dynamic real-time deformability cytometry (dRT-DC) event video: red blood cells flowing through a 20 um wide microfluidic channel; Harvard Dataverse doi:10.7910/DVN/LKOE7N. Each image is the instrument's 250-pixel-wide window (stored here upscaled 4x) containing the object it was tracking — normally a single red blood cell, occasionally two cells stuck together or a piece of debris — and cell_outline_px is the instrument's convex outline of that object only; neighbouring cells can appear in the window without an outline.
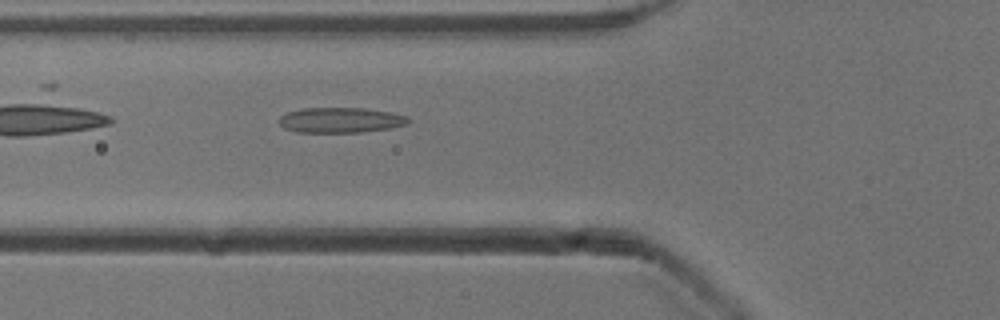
{"species": "common noctule bat (a hibernating species)", "species_latin": "Nyctalus noctula", "temperature_condition": "cold", "stored_images_in_passage": 36, "camera_frame_rate_fps": 3000, "um_per_image_px": 0.085, "animal": {"sex": "male", "body_mass_g": 13.3}, "frame": {"image": 1, "passage_image": 3, "time_ms": 0.667, "image_size_px": [1000, 320], "cell_outline_px": [[408, 124], [392, 128], [364, 132], [296, 132], [284, 128], [280, 124], [280, 116], [288, 112], [300, 108], [364, 108], [392, 112], [408, 116]], "centroid_in_image_um": [28.97, 10.21], "position_along_channel_um": 96.8, "area_um2": 19.13}}
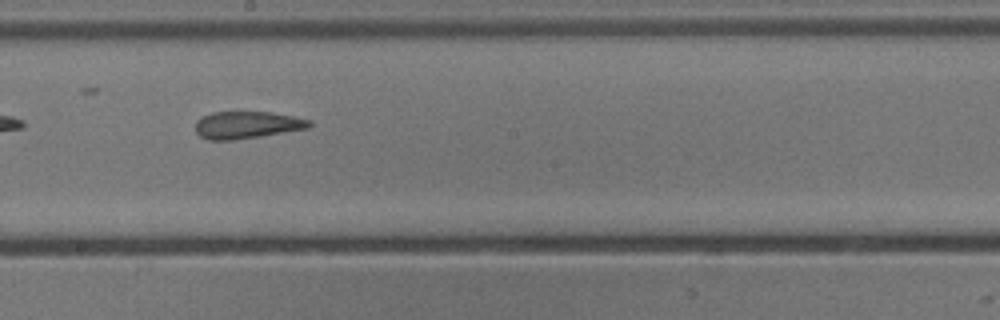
{"frame": {"image": 2, "passage_image": 13, "time_ms": 4.0, "image_size_px": [1000, 320], "cell_outline_px": [[312, 124], [308, 128], [260, 136], [232, 140], [208, 140], [200, 136], [196, 132], [196, 120], [200, 116], [212, 112], [272, 112], [296, 116], [312, 120]], "centroid_in_image_um": [20.99, 10.61], "position_along_channel_um": 227.2, "area_um2": 18.21}}
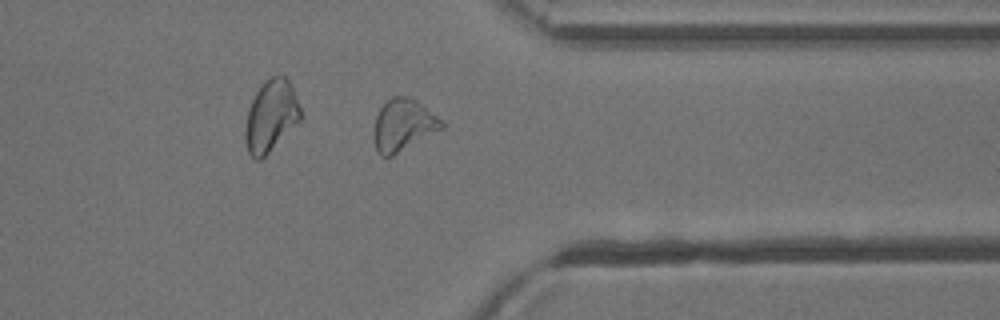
{"frame": {"image": 3, "passage_image": 25, "time_ms": 8.0, "image_size_px": [1000, 320], "cell_outline_px": [[444, 128], [392, 156], [380, 156], [376, 152], [372, 136], [376, 116], [380, 108], [392, 96], [408, 96], [416, 100], [444, 120]], "centroid_in_image_um": [34.27, 10.64], "position_along_channel_um": 377.1, "area_um2": 20.75}, "authors_computed_cell_mechanics": {"area_um2": 18.8428, "velocity_mm_per_s": 3.8886, "shape_relaxation_time_tau1_ms": null, "shape_relaxation_time_tau2_ms": 2.6438, "deformation_change_tau1": null, "deformation_change_tau2": 0.1184}}